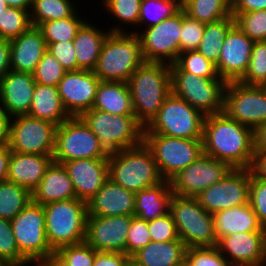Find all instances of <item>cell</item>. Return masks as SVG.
I'll return each mask as SVG.
<instances>
[{"instance_id": "1", "label": "cell", "mask_w": 266, "mask_h": 266, "mask_svg": "<svg viewBox=\"0 0 266 266\" xmlns=\"http://www.w3.org/2000/svg\"><path fill=\"white\" fill-rule=\"evenodd\" d=\"M203 153L232 169H250L254 158V129L228 117L224 112L204 120Z\"/></svg>"}, {"instance_id": "2", "label": "cell", "mask_w": 266, "mask_h": 266, "mask_svg": "<svg viewBox=\"0 0 266 266\" xmlns=\"http://www.w3.org/2000/svg\"><path fill=\"white\" fill-rule=\"evenodd\" d=\"M137 121L145 128L172 93L170 65L144 62L127 82Z\"/></svg>"}, {"instance_id": "3", "label": "cell", "mask_w": 266, "mask_h": 266, "mask_svg": "<svg viewBox=\"0 0 266 266\" xmlns=\"http://www.w3.org/2000/svg\"><path fill=\"white\" fill-rule=\"evenodd\" d=\"M144 62L141 41L137 34L109 32L93 72L101 81L127 83Z\"/></svg>"}, {"instance_id": "4", "label": "cell", "mask_w": 266, "mask_h": 266, "mask_svg": "<svg viewBox=\"0 0 266 266\" xmlns=\"http://www.w3.org/2000/svg\"><path fill=\"white\" fill-rule=\"evenodd\" d=\"M108 176L117 185L134 193L164 180L152 151L144 142L139 146L109 154Z\"/></svg>"}, {"instance_id": "5", "label": "cell", "mask_w": 266, "mask_h": 266, "mask_svg": "<svg viewBox=\"0 0 266 266\" xmlns=\"http://www.w3.org/2000/svg\"><path fill=\"white\" fill-rule=\"evenodd\" d=\"M45 235L53 251L67 245L85 242L87 203L68 199L46 204Z\"/></svg>"}, {"instance_id": "6", "label": "cell", "mask_w": 266, "mask_h": 266, "mask_svg": "<svg viewBox=\"0 0 266 266\" xmlns=\"http://www.w3.org/2000/svg\"><path fill=\"white\" fill-rule=\"evenodd\" d=\"M108 153L133 148L143 143L144 127L135 115H116L90 109L79 116Z\"/></svg>"}, {"instance_id": "7", "label": "cell", "mask_w": 266, "mask_h": 266, "mask_svg": "<svg viewBox=\"0 0 266 266\" xmlns=\"http://www.w3.org/2000/svg\"><path fill=\"white\" fill-rule=\"evenodd\" d=\"M169 213L176 225L179 239L191 247H216L213 215L207 212L196 197L173 194Z\"/></svg>"}, {"instance_id": "8", "label": "cell", "mask_w": 266, "mask_h": 266, "mask_svg": "<svg viewBox=\"0 0 266 266\" xmlns=\"http://www.w3.org/2000/svg\"><path fill=\"white\" fill-rule=\"evenodd\" d=\"M172 93L185 100L205 116L223 112L224 89L222 78L209 79L183 71L176 63L170 64Z\"/></svg>"}, {"instance_id": "9", "label": "cell", "mask_w": 266, "mask_h": 266, "mask_svg": "<svg viewBox=\"0 0 266 266\" xmlns=\"http://www.w3.org/2000/svg\"><path fill=\"white\" fill-rule=\"evenodd\" d=\"M205 115L171 93L144 134H162L184 139H202Z\"/></svg>"}, {"instance_id": "10", "label": "cell", "mask_w": 266, "mask_h": 266, "mask_svg": "<svg viewBox=\"0 0 266 266\" xmlns=\"http://www.w3.org/2000/svg\"><path fill=\"white\" fill-rule=\"evenodd\" d=\"M108 156L99 139L80 117H70L57 126L53 162L62 164L71 160Z\"/></svg>"}, {"instance_id": "11", "label": "cell", "mask_w": 266, "mask_h": 266, "mask_svg": "<svg viewBox=\"0 0 266 266\" xmlns=\"http://www.w3.org/2000/svg\"><path fill=\"white\" fill-rule=\"evenodd\" d=\"M143 142L152 151L158 171L164 180H170L203 154L202 139L144 134Z\"/></svg>"}, {"instance_id": "12", "label": "cell", "mask_w": 266, "mask_h": 266, "mask_svg": "<svg viewBox=\"0 0 266 266\" xmlns=\"http://www.w3.org/2000/svg\"><path fill=\"white\" fill-rule=\"evenodd\" d=\"M13 234L21 255L38 266L53 250L45 235L44 207L31 202L11 220Z\"/></svg>"}, {"instance_id": "13", "label": "cell", "mask_w": 266, "mask_h": 266, "mask_svg": "<svg viewBox=\"0 0 266 266\" xmlns=\"http://www.w3.org/2000/svg\"><path fill=\"white\" fill-rule=\"evenodd\" d=\"M57 125L28 114L10 120L8 145L12 152L53 156Z\"/></svg>"}, {"instance_id": "14", "label": "cell", "mask_w": 266, "mask_h": 266, "mask_svg": "<svg viewBox=\"0 0 266 266\" xmlns=\"http://www.w3.org/2000/svg\"><path fill=\"white\" fill-rule=\"evenodd\" d=\"M144 30V31H142ZM182 9L171 18L148 28L137 29L145 62L175 63L180 54ZM140 31V32H139Z\"/></svg>"}, {"instance_id": "15", "label": "cell", "mask_w": 266, "mask_h": 266, "mask_svg": "<svg viewBox=\"0 0 266 266\" xmlns=\"http://www.w3.org/2000/svg\"><path fill=\"white\" fill-rule=\"evenodd\" d=\"M223 112L252 129L264 124L266 122L264 86L228 82L224 89Z\"/></svg>"}, {"instance_id": "16", "label": "cell", "mask_w": 266, "mask_h": 266, "mask_svg": "<svg viewBox=\"0 0 266 266\" xmlns=\"http://www.w3.org/2000/svg\"><path fill=\"white\" fill-rule=\"evenodd\" d=\"M232 168L226 163L201 154L192 164L180 170L169 181L175 195L196 197L221 181Z\"/></svg>"}, {"instance_id": "17", "label": "cell", "mask_w": 266, "mask_h": 266, "mask_svg": "<svg viewBox=\"0 0 266 266\" xmlns=\"http://www.w3.org/2000/svg\"><path fill=\"white\" fill-rule=\"evenodd\" d=\"M250 169H231L217 183L196 196L199 204L209 213L249 203Z\"/></svg>"}, {"instance_id": "18", "label": "cell", "mask_w": 266, "mask_h": 266, "mask_svg": "<svg viewBox=\"0 0 266 266\" xmlns=\"http://www.w3.org/2000/svg\"><path fill=\"white\" fill-rule=\"evenodd\" d=\"M133 216L87 215L85 242L98 252L125 253Z\"/></svg>"}, {"instance_id": "19", "label": "cell", "mask_w": 266, "mask_h": 266, "mask_svg": "<svg viewBox=\"0 0 266 266\" xmlns=\"http://www.w3.org/2000/svg\"><path fill=\"white\" fill-rule=\"evenodd\" d=\"M100 79L91 70L68 71L57 88L61 101L71 117L92 109Z\"/></svg>"}, {"instance_id": "20", "label": "cell", "mask_w": 266, "mask_h": 266, "mask_svg": "<svg viewBox=\"0 0 266 266\" xmlns=\"http://www.w3.org/2000/svg\"><path fill=\"white\" fill-rule=\"evenodd\" d=\"M217 248L232 266H266V231L223 236Z\"/></svg>"}, {"instance_id": "21", "label": "cell", "mask_w": 266, "mask_h": 266, "mask_svg": "<svg viewBox=\"0 0 266 266\" xmlns=\"http://www.w3.org/2000/svg\"><path fill=\"white\" fill-rule=\"evenodd\" d=\"M254 43L234 25L223 42L216 70L226 83L239 82L246 73Z\"/></svg>"}, {"instance_id": "22", "label": "cell", "mask_w": 266, "mask_h": 266, "mask_svg": "<svg viewBox=\"0 0 266 266\" xmlns=\"http://www.w3.org/2000/svg\"><path fill=\"white\" fill-rule=\"evenodd\" d=\"M62 165L72 181L77 199L86 203L109 178L108 158L77 159Z\"/></svg>"}, {"instance_id": "23", "label": "cell", "mask_w": 266, "mask_h": 266, "mask_svg": "<svg viewBox=\"0 0 266 266\" xmlns=\"http://www.w3.org/2000/svg\"><path fill=\"white\" fill-rule=\"evenodd\" d=\"M35 81L32 73L10 70L0 81V106L12 118L29 112Z\"/></svg>"}, {"instance_id": "24", "label": "cell", "mask_w": 266, "mask_h": 266, "mask_svg": "<svg viewBox=\"0 0 266 266\" xmlns=\"http://www.w3.org/2000/svg\"><path fill=\"white\" fill-rule=\"evenodd\" d=\"M135 193L108 178L103 187L87 201V214L95 216L134 215Z\"/></svg>"}, {"instance_id": "25", "label": "cell", "mask_w": 266, "mask_h": 266, "mask_svg": "<svg viewBox=\"0 0 266 266\" xmlns=\"http://www.w3.org/2000/svg\"><path fill=\"white\" fill-rule=\"evenodd\" d=\"M46 51L47 44L42 31L31 26L20 36L10 40L11 70L33 73Z\"/></svg>"}, {"instance_id": "26", "label": "cell", "mask_w": 266, "mask_h": 266, "mask_svg": "<svg viewBox=\"0 0 266 266\" xmlns=\"http://www.w3.org/2000/svg\"><path fill=\"white\" fill-rule=\"evenodd\" d=\"M52 162L49 155L11 152L7 180L32 193Z\"/></svg>"}, {"instance_id": "27", "label": "cell", "mask_w": 266, "mask_h": 266, "mask_svg": "<svg viewBox=\"0 0 266 266\" xmlns=\"http://www.w3.org/2000/svg\"><path fill=\"white\" fill-rule=\"evenodd\" d=\"M72 181L62 164L52 162L41 182L32 192V201L40 205L76 199Z\"/></svg>"}, {"instance_id": "28", "label": "cell", "mask_w": 266, "mask_h": 266, "mask_svg": "<svg viewBox=\"0 0 266 266\" xmlns=\"http://www.w3.org/2000/svg\"><path fill=\"white\" fill-rule=\"evenodd\" d=\"M85 21L77 31L73 40L77 60V70H91L96 68L103 43L110 32L101 30L96 24Z\"/></svg>"}, {"instance_id": "29", "label": "cell", "mask_w": 266, "mask_h": 266, "mask_svg": "<svg viewBox=\"0 0 266 266\" xmlns=\"http://www.w3.org/2000/svg\"><path fill=\"white\" fill-rule=\"evenodd\" d=\"M212 215L217 240L223 236L239 232L266 231L259 223L249 203L222 210Z\"/></svg>"}, {"instance_id": "30", "label": "cell", "mask_w": 266, "mask_h": 266, "mask_svg": "<svg viewBox=\"0 0 266 266\" xmlns=\"http://www.w3.org/2000/svg\"><path fill=\"white\" fill-rule=\"evenodd\" d=\"M172 196L169 180L136 192L134 216L148 222L168 214Z\"/></svg>"}, {"instance_id": "31", "label": "cell", "mask_w": 266, "mask_h": 266, "mask_svg": "<svg viewBox=\"0 0 266 266\" xmlns=\"http://www.w3.org/2000/svg\"><path fill=\"white\" fill-rule=\"evenodd\" d=\"M187 247L180 240L151 241L132 257L144 266H184Z\"/></svg>"}, {"instance_id": "32", "label": "cell", "mask_w": 266, "mask_h": 266, "mask_svg": "<svg viewBox=\"0 0 266 266\" xmlns=\"http://www.w3.org/2000/svg\"><path fill=\"white\" fill-rule=\"evenodd\" d=\"M92 109L116 115H135L128 84L100 81Z\"/></svg>"}, {"instance_id": "33", "label": "cell", "mask_w": 266, "mask_h": 266, "mask_svg": "<svg viewBox=\"0 0 266 266\" xmlns=\"http://www.w3.org/2000/svg\"><path fill=\"white\" fill-rule=\"evenodd\" d=\"M28 115L50 121L57 126L71 117L63 106L58 88L37 83Z\"/></svg>"}, {"instance_id": "34", "label": "cell", "mask_w": 266, "mask_h": 266, "mask_svg": "<svg viewBox=\"0 0 266 266\" xmlns=\"http://www.w3.org/2000/svg\"><path fill=\"white\" fill-rule=\"evenodd\" d=\"M235 25L234 17L231 15L223 20L205 24L198 51L214 64L218 62L221 48L228 31Z\"/></svg>"}, {"instance_id": "35", "label": "cell", "mask_w": 266, "mask_h": 266, "mask_svg": "<svg viewBox=\"0 0 266 266\" xmlns=\"http://www.w3.org/2000/svg\"><path fill=\"white\" fill-rule=\"evenodd\" d=\"M76 12L73 0H33L29 13L31 25L38 27L43 22L65 19Z\"/></svg>"}, {"instance_id": "36", "label": "cell", "mask_w": 266, "mask_h": 266, "mask_svg": "<svg viewBox=\"0 0 266 266\" xmlns=\"http://www.w3.org/2000/svg\"><path fill=\"white\" fill-rule=\"evenodd\" d=\"M32 200V193L26 188L8 180L0 182V217L12 220Z\"/></svg>"}, {"instance_id": "37", "label": "cell", "mask_w": 266, "mask_h": 266, "mask_svg": "<svg viewBox=\"0 0 266 266\" xmlns=\"http://www.w3.org/2000/svg\"><path fill=\"white\" fill-rule=\"evenodd\" d=\"M189 17L204 24L214 23L231 16V0H193L184 8Z\"/></svg>"}, {"instance_id": "38", "label": "cell", "mask_w": 266, "mask_h": 266, "mask_svg": "<svg viewBox=\"0 0 266 266\" xmlns=\"http://www.w3.org/2000/svg\"><path fill=\"white\" fill-rule=\"evenodd\" d=\"M142 0H102V6H104L107 11L114 17L116 20L119 21V24H115L116 26L112 25L109 29L110 32H126L131 30H125L123 25L127 24L132 26L138 25L139 22V15H140V7H141ZM123 28V29H122Z\"/></svg>"}, {"instance_id": "39", "label": "cell", "mask_w": 266, "mask_h": 266, "mask_svg": "<svg viewBox=\"0 0 266 266\" xmlns=\"http://www.w3.org/2000/svg\"><path fill=\"white\" fill-rule=\"evenodd\" d=\"M86 20L77 12L68 18L41 23L38 28L42 31L46 43L74 40L77 31Z\"/></svg>"}, {"instance_id": "40", "label": "cell", "mask_w": 266, "mask_h": 266, "mask_svg": "<svg viewBox=\"0 0 266 266\" xmlns=\"http://www.w3.org/2000/svg\"><path fill=\"white\" fill-rule=\"evenodd\" d=\"M181 9L178 0H142L136 28L140 25H145V28L156 25L164 19L173 17Z\"/></svg>"}, {"instance_id": "41", "label": "cell", "mask_w": 266, "mask_h": 266, "mask_svg": "<svg viewBox=\"0 0 266 266\" xmlns=\"http://www.w3.org/2000/svg\"><path fill=\"white\" fill-rule=\"evenodd\" d=\"M30 13L16 7H7L0 12V39L12 40L31 27Z\"/></svg>"}, {"instance_id": "42", "label": "cell", "mask_w": 266, "mask_h": 266, "mask_svg": "<svg viewBox=\"0 0 266 266\" xmlns=\"http://www.w3.org/2000/svg\"><path fill=\"white\" fill-rule=\"evenodd\" d=\"M0 262L8 266H29L21 255L13 234L11 221L0 217Z\"/></svg>"}, {"instance_id": "43", "label": "cell", "mask_w": 266, "mask_h": 266, "mask_svg": "<svg viewBox=\"0 0 266 266\" xmlns=\"http://www.w3.org/2000/svg\"><path fill=\"white\" fill-rule=\"evenodd\" d=\"M175 63L183 71L195 74L196 76L209 79L219 78L216 65L206 59L198 50H188L180 53Z\"/></svg>"}, {"instance_id": "44", "label": "cell", "mask_w": 266, "mask_h": 266, "mask_svg": "<svg viewBox=\"0 0 266 266\" xmlns=\"http://www.w3.org/2000/svg\"><path fill=\"white\" fill-rule=\"evenodd\" d=\"M235 25L253 42L266 40V9L249 13H231Z\"/></svg>"}, {"instance_id": "45", "label": "cell", "mask_w": 266, "mask_h": 266, "mask_svg": "<svg viewBox=\"0 0 266 266\" xmlns=\"http://www.w3.org/2000/svg\"><path fill=\"white\" fill-rule=\"evenodd\" d=\"M239 82L257 86L266 84V40L254 43L249 67Z\"/></svg>"}, {"instance_id": "46", "label": "cell", "mask_w": 266, "mask_h": 266, "mask_svg": "<svg viewBox=\"0 0 266 266\" xmlns=\"http://www.w3.org/2000/svg\"><path fill=\"white\" fill-rule=\"evenodd\" d=\"M67 71L48 50L32 73L37 84L57 87Z\"/></svg>"}, {"instance_id": "47", "label": "cell", "mask_w": 266, "mask_h": 266, "mask_svg": "<svg viewBox=\"0 0 266 266\" xmlns=\"http://www.w3.org/2000/svg\"><path fill=\"white\" fill-rule=\"evenodd\" d=\"M184 266H232L216 247L187 248Z\"/></svg>"}, {"instance_id": "48", "label": "cell", "mask_w": 266, "mask_h": 266, "mask_svg": "<svg viewBox=\"0 0 266 266\" xmlns=\"http://www.w3.org/2000/svg\"><path fill=\"white\" fill-rule=\"evenodd\" d=\"M204 30V23L189 17L182 9L180 53L188 50H197L204 34Z\"/></svg>"}, {"instance_id": "49", "label": "cell", "mask_w": 266, "mask_h": 266, "mask_svg": "<svg viewBox=\"0 0 266 266\" xmlns=\"http://www.w3.org/2000/svg\"><path fill=\"white\" fill-rule=\"evenodd\" d=\"M151 242L148 222L133 216L125 245V254L132 257Z\"/></svg>"}, {"instance_id": "50", "label": "cell", "mask_w": 266, "mask_h": 266, "mask_svg": "<svg viewBox=\"0 0 266 266\" xmlns=\"http://www.w3.org/2000/svg\"><path fill=\"white\" fill-rule=\"evenodd\" d=\"M249 204L261 226L266 229V181L256 177L251 170Z\"/></svg>"}, {"instance_id": "51", "label": "cell", "mask_w": 266, "mask_h": 266, "mask_svg": "<svg viewBox=\"0 0 266 266\" xmlns=\"http://www.w3.org/2000/svg\"><path fill=\"white\" fill-rule=\"evenodd\" d=\"M57 252L72 266H93L96 256V250L86 242L61 247Z\"/></svg>"}, {"instance_id": "52", "label": "cell", "mask_w": 266, "mask_h": 266, "mask_svg": "<svg viewBox=\"0 0 266 266\" xmlns=\"http://www.w3.org/2000/svg\"><path fill=\"white\" fill-rule=\"evenodd\" d=\"M151 241L168 242L178 240L176 225L170 213L148 221Z\"/></svg>"}, {"instance_id": "53", "label": "cell", "mask_w": 266, "mask_h": 266, "mask_svg": "<svg viewBox=\"0 0 266 266\" xmlns=\"http://www.w3.org/2000/svg\"><path fill=\"white\" fill-rule=\"evenodd\" d=\"M46 44L47 50L54 55L67 72L77 71V60L73 40Z\"/></svg>"}, {"instance_id": "54", "label": "cell", "mask_w": 266, "mask_h": 266, "mask_svg": "<svg viewBox=\"0 0 266 266\" xmlns=\"http://www.w3.org/2000/svg\"><path fill=\"white\" fill-rule=\"evenodd\" d=\"M129 256L118 252H98L93 266H126Z\"/></svg>"}, {"instance_id": "55", "label": "cell", "mask_w": 266, "mask_h": 266, "mask_svg": "<svg viewBox=\"0 0 266 266\" xmlns=\"http://www.w3.org/2000/svg\"><path fill=\"white\" fill-rule=\"evenodd\" d=\"M266 9V0H231V13H249Z\"/></svg>"}, {"instance_id": "56", "label": "cell", "mask_w": 266, "mask_h": 266, "mask_svg": "<svg viewBox=\"0 0 266 266\" xmlns=\"http://www.w3.org/2000/svg\"><path fill=\"white\" fill-rule=\"evenodd\" d=\"M10 70V40L0 39V81Z\"/></svg>"}, {"instance_id": "57", "label": "cell", "mask_w": 266, "mask_h": 266, "mask_svg": "<svg viewBox=\"0 0 266 266\" xmlns=\"http://www.w3.org/2000/svg\"><path fill=\"white\" fill-rule=\"evenodd\" d=\"M250 170L256 177L266 181V152L254 153Z\"/></svg>"}, {"instance_id": "58", "label": "cell", "mask_w": 266, "mask_h": 266, "mask_svg": "<svg viewBox=\"0 0 266 266\" xmlns=\"http://www.w3.org/2000/svg\"><path fill=\"white\" fill-rule=\"evenodd\" d=\"M11 152L8 143L0 145V182L7 180Z\"/></svg>"}, {"instance_id": "59", "label": "cell", "mask_w": 266, "mask_h": 266, "mask_svg": "<svg viewBox=\"0 0 266 266\" xmlns=\"http://www.w3.org/2000/svg\"><path fill=\"white\" fill-rule=\"evenodd\" d=\"M255 152H266V122L254 129Z\"/></svg>"}, {"instance_id": "60", "label": "cell", "mask_w": 266, "mask_h": 266, "mask_svg": "<svg viewBox=\"0 0 266 266\" xmlns=\"http://www.w3.org/2000/svg\"><path fill=\"white\" fill-rule=\"evenodd\" d=\"M10 120H11V117L0 106V145L5 144L8 141Z\"/></svg>"}, {"instance_id": "61", "label": "cell", "mask_w": 266, "mask_h": 266, "mask_svg": "<svg viewBox=\"0 0 266 266\" xmlns=\"http://www.w3.org/2000/svg\"><path fill=\"white\" fill-rule=\"evenodd\" d=\"M38 266H72L57 251H53Z\"/></svg>"}, {"instance_id": "62", "label": "cell", "mask_w": 266, "mask_h": 266, "mask_svg": "<svg viewBox=\"0 0 266 266\" xmlns=\"http://www.w3.org/2000/svg\"><path fill=\"white\" fill-rule=\"evenodd\" d=\"M9 7H16L30 12L33 0H5Z\"/></svg>"}, {"instance_id": "63", "label": "cell", "mask_w": 266, "mask_h": 266, "mask_svg": "<svg viewBox=\"0 0 266 266\" xmlns=\"http://www.w3.org/2000/svg\"><path fill=\"white\" fill-rule=\"evenodd\" d=\"M126 266H144L137 262L133 257H129Z\"/></svg>"}, {"instance_id": "64", "label": "cell", "mask_w": 266, "mask_h": 266, "mask_svg": "<svg viewBox=\"0 0 266 266\" xmlns=\"http://www.w3.org/2000/svg\"><path fill=\"white\" fill-rule=\"evenodd\" d=\"M193 0H178L180 7L183 9L189 2Z\"/></svg>"}, {"instance_id": "65", "label": "cell", "mask_w": 266, "mask_h": 266, "mask_svg": "<svg viewBox=\"0 0 266 266\" xmlns=\"http://www.w3.org/2000/svg\"><path fill=\"white\" fill-rule=\"evenodd\" d=\"M7 7H9L7 2L5 0H0V12Z\"/></svg>"}, {"instance_id": "66", "label": "cell", "mask_w": 266, "mask_h": 266, "mask_svg": "<svg viewBox=\"0 0 266 266\" xmlns=\"http://www.w3.org/2000/svg\"><path fill=\"white\" fill-rule=\"evenodd\" d=\"M0 266H8V265H6V264L0 262Z\"/></svg>"}]
</instances>
